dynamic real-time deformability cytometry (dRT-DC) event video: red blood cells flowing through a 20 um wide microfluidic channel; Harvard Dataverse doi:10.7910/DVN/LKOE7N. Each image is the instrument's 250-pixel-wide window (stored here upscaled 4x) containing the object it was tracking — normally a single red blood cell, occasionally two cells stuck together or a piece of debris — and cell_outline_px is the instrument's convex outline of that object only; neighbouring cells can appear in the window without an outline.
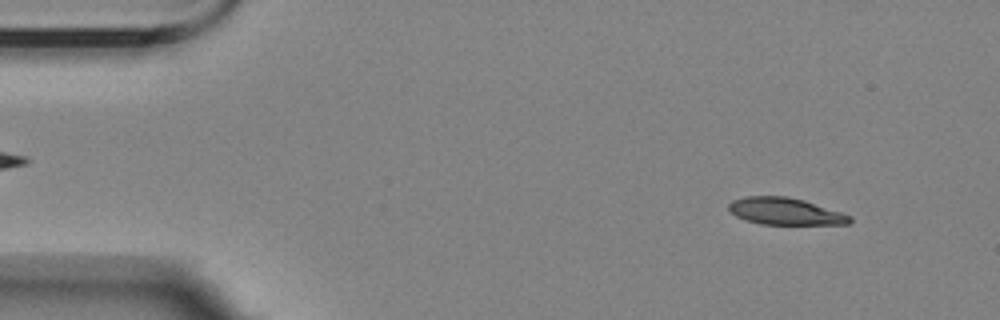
{"species": "Egyptian fruit bat (a non-hibernating species)", "species_latin": "Rousettus aegyptiacus", "temperature_condition": "room temperature", "stored_images_in_passage": 15, "camera_frame_rate_fps": 3000, "um_per_image_px": 0.085, "animal": {"sex": "female"}, "frame": {"image": 1, "passage_image": 5, "time_ms": 1.333, "image_size_px": [1000, 320], "cell_outline_px": [[852, 220], [848, 224], [760, 224], [736, 216], [728, 208], [728, 204], [732, 200], [744, 196], [788, 196], [804, 200], [852, 216]], "centroid_in_image_um": [66.73, 17.95], "position_along_channel_um": 18.3, "area_um2": 18.9}}
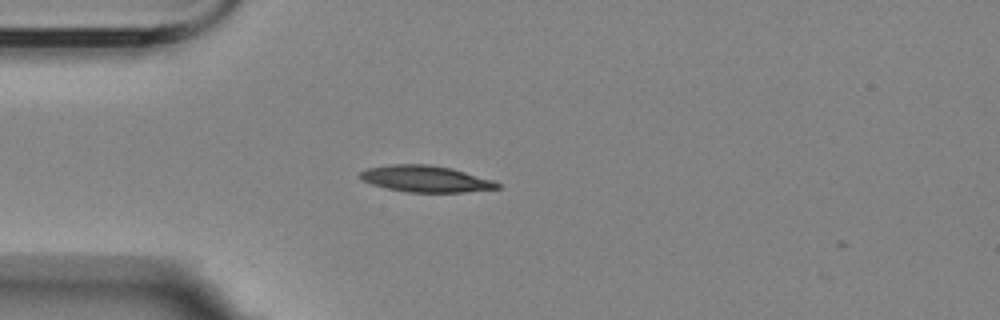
{"frame": {"image": 2, "passage_image": 14, "time_ms": 4.333, "image_size_px": [1000, 320], "cell_outline_px": [[500, 188], [464, 192], [408, 192], [388, 188], [372, 184], [360, 180], [360, 172], [368, 168], [392, 164], [428, 164], [452, 168], [492, 180], [500, 184]], "centroid_in_image_um": [36.17, 15.2], "position_along_channel_um": 48.8, "area_um2": 20.98}}